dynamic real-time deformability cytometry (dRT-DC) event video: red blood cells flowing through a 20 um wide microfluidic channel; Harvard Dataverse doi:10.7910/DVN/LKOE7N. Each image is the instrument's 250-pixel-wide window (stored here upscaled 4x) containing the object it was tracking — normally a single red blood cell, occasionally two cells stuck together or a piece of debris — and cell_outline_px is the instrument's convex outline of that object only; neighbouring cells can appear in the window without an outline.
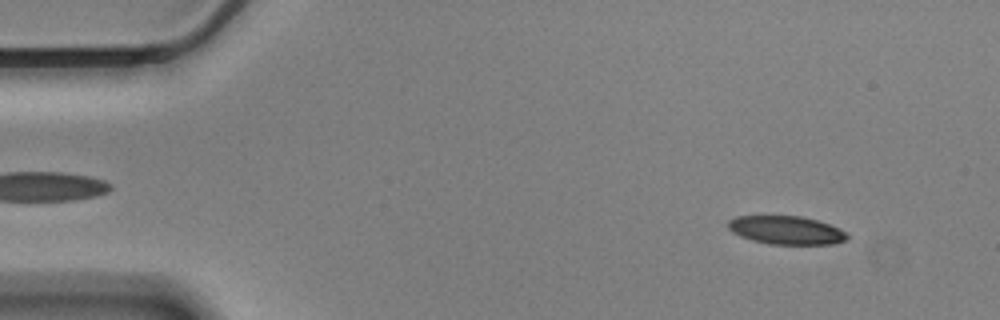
{"species": "Egyptian fruit bat (a non-hibernating species)", "species_latin": "Rousettus aegyptiacus", "temperature_condition": "cold", "stored_images_in_passage": 57, "camera_frame_rate_fps": 3000, "um_per_image_px": 0.085, "animal": {"sex": "male"}, "frame": {"image": 1, "passage_image": 5, "time_ms": 1.333, "image_size_px": [1000, 320], "cell_outline_px": [[848, 236], [844, 240], [832, 244], [768, 244], [752, 240], [740, 236], [732, 232], [728, 228], [728, 220], [736, 216], [800, 216], [816, 220], [840, 228]], "centroid_in_image_um": [66.78, 19.56], "position_along_channel_um": 18.2, "area_um2": 19.54}}
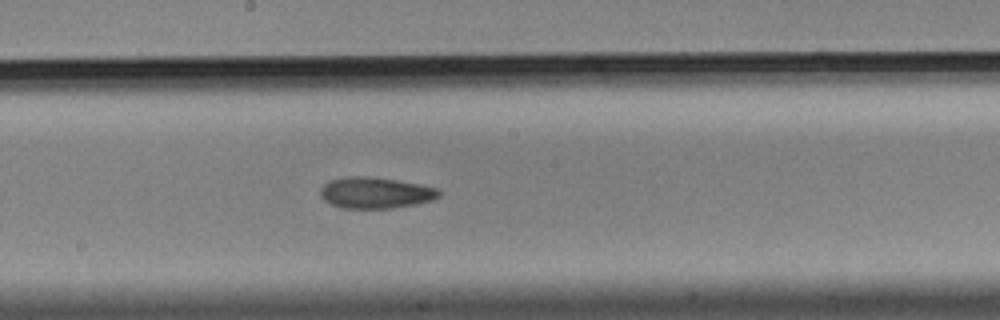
{"frame": {"image": 2, "passage_image": 30, "time_ms": 9.667, "image_size_px": [1000, 320], "cell_outline_px": [[440, 196], [432, 200], [416, 204], [392, 208], [340, 208], [324, 200], [320, 196], [320, 188], [328, 180], [348, 176], [368, 176], [396, 180], [420, 184], [440, 188]], "centroid_in_image_um": [31.91, 16.38], "position_along_channel_um": 216.3, "area_um2": 21.73}}
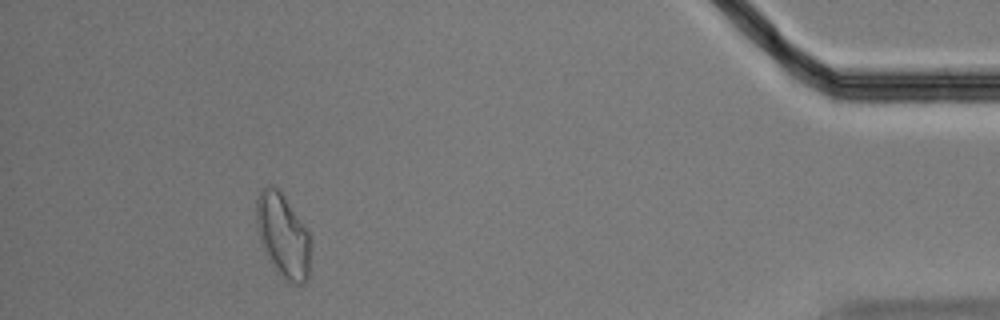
{"frame": {"image": 3, "passage_image": 52, "time_ms": 17.0, "image_size_px": [1000, 320], "cell_outline_px": [[312, 244], [308, 276], [304, 284], [288, 284], [276, 272], [264, 252], [256, 228], [256, 200], [260, 188], [268, 184], [280, 188], [308, 232]], "centroid_in_image_um": [24.04, 20.03], "position_along_channel_um": 411.2, "area_um2": 27.28}, "authors_computed_cell_mechanics": {"area_um2": 21.5016, "velocity_mm_per_s": 3.4571, "shape_relaxation_time_tau1_ms": 5.3281, "shape_relaxation_time_tau2_ms": 3.9522, "deformation_change_tau1": 0.156, "deformation_change_tau2": 0.1005}}